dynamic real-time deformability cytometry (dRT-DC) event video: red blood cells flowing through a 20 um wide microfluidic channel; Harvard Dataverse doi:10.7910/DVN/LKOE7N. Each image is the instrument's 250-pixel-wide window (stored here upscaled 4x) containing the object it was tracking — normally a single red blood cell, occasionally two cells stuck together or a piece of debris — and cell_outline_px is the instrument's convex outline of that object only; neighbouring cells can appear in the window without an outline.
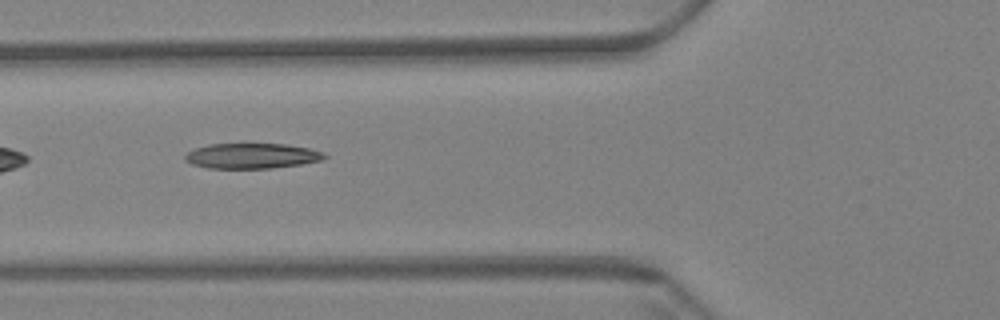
{"species": "Egyptian fruit bat (a non-hibernating species)", "species_latin": "Rousettus aegyptiacus", "temperature_condition": "warm", "stored_images_in_passage": 42, "camera_frame_rate_fps": 3000, "um_per_image_px": 0.085, "animal": {"sex": "female"}, "frame": {"image": 1, "passage_image": 5, "time_ms": 1.333, "image_size_px": [1000, 320], "cell_outline_px": [[328, 156], [320, 160], [300, 164], [272, 168], [208, 168], [192, 164], [184, 160], [184, 156], [188, 152], [196, 148], [208, 144], [284, 144], [308, 148], [324, 152]], "centroid_in_image_um": [21.39, 13.25], "position_along_channel_um": 104.4, "area_um2": 20.4}}
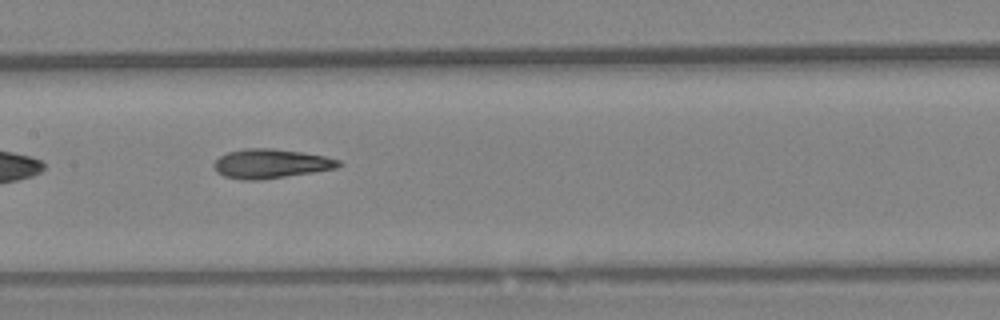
{"frame": {"image": 2, "passage_image": 12, "time_ms": 3.667, "image_size_px": [1000, 320], "cell_outline_px": [[344, 164], [336, 168], [312, 172], [256, 180], [244, 180], [224, 176], [216, 172], [212, 164], [220, 156], [228, 152], [244, 148], [272, 148], [300, 152], [324, 156], [340, 160]], "centroid_in_image_um": [22.99, 13.9], "position_along_channel_um": 184.4, "area_um2": 21.1}}
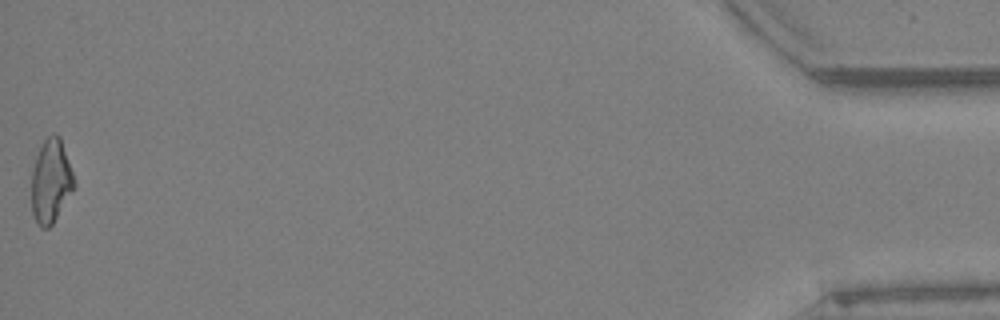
{"frame": {"image": 3, "passage_image": 42, "time_ms": 13.667, "image_size_px": [1000, 320], "cell_outline_px": [[76, 184], [72, 192], [52, 224], [48, 228], [40, 228], [32, 212], [32, 168], [36, 156], [44, 140], [52, 132], [56, 132], [60, 136], [76, 180]], "centroid_in_image_um": [4.34, 15.36], "position_along_channel_um": 430.9, "area_um2": 20.87}, "authors_computed_cell_mechanics": {"area_um2": 20.6057, "velocity_mm_per_s": 3.4355, "shape_relaxation_time_tau1_ms": 9.5287, "shape_relaxation_time_tau2_ms": 2.0579, "deformation_change_tau1": 0.2599, "deformation_change_tau2": 0.1027}}